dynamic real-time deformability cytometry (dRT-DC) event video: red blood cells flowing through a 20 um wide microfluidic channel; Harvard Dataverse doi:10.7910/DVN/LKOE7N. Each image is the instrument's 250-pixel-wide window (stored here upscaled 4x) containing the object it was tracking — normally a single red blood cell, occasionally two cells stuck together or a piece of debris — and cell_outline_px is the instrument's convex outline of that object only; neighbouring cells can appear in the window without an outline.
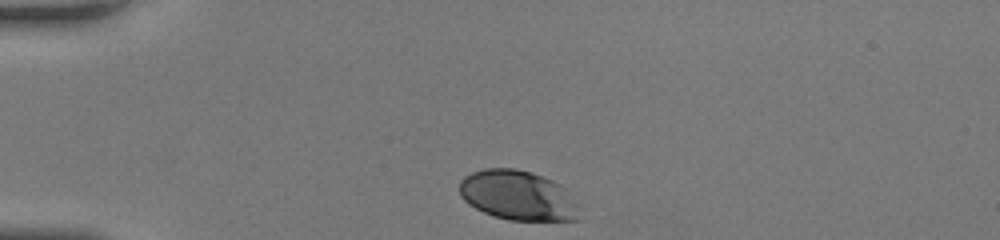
{"species": "human", "species_latin": "Homo sapiens", "temperature_condition": "room temperature", "stored_images_in_passage": 30, "camera_frame_rate_fps": 3000, "um_per_image_px": 0.085, "donor": {"sex": "female"}, "frame": {"image": 1, "passage_image": 1, "time_ms": 0.0, "image_size_px": [1000, 240], "cell_outline_px": [[580, 220], [508, 220], [484, 212], [468, 204], [460, 196], [460, 180], [464, 176], [472, 172], [484, 168], [516, 168], [532, 172], [552, 180], [560, 184], [564, 188], [576, 204]], "centroid_in_image_um": [43.99, 16.6], "position_along_channel_um": 41.0, "area_um2": 34.62}}
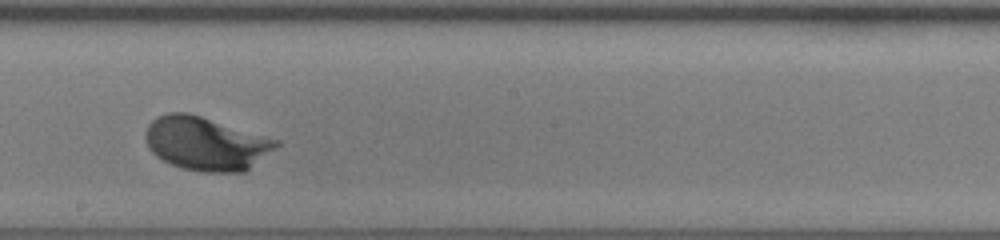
{"frame": {"image": 2, "passage_image": 18, "time_ms": 5.667, "image_size_px": [1000, 240], "cell_outline_px": [[280, 144], [244, 172], [204, 172], [184, 168], [172, 164], [156, 156], [148, 148], [144, 136], [144, 132], [148, 124], [156, 116], [168, 112], [188, 112], [280, 140]], "centroid_in_image_um": [17.47, 12.18], "position_along_channel_um": 230.7, "area_um2": 40.69}}
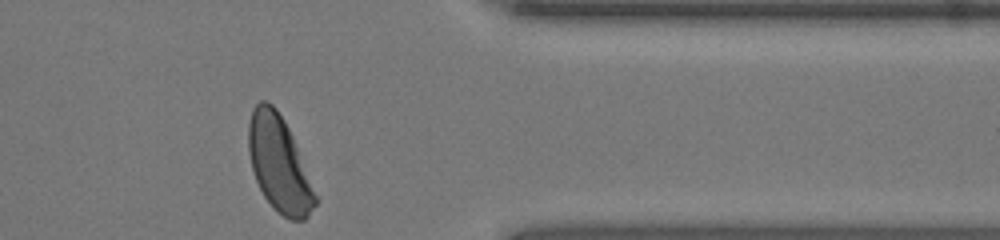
{"frame": {"image": 3, "passage_image": 30, "time_ms": 9.667, "image_size_px": [1000, 240], "cell_outline_px": [[316, 204], [308, 216], [304, 220], [292, 220], [276, 212], [272, 208], [264, 196], [256, 180], [252, 168], [248, 152], [248, 124], [252, 108], [260, 100], [264, 100], [272, 104], [276, 108], [284, 120], [292, 136], [316, 196]], "centroid_in_image_um": [23.68, 13.93], "position_along_channel_um": 387.7, "area_um2": 36.76}, "authors_computed_cell_mechanics": {"area_um2": 37.4255, "velocity_mm_per_s": 4.1625, "shape_relaxation_time_tau1_ms": 1.6747, "shape_relaxation_time_tau2_ms": null, "deformation_change_tau1": 0.1345, "deformation_change_tau2": null}}